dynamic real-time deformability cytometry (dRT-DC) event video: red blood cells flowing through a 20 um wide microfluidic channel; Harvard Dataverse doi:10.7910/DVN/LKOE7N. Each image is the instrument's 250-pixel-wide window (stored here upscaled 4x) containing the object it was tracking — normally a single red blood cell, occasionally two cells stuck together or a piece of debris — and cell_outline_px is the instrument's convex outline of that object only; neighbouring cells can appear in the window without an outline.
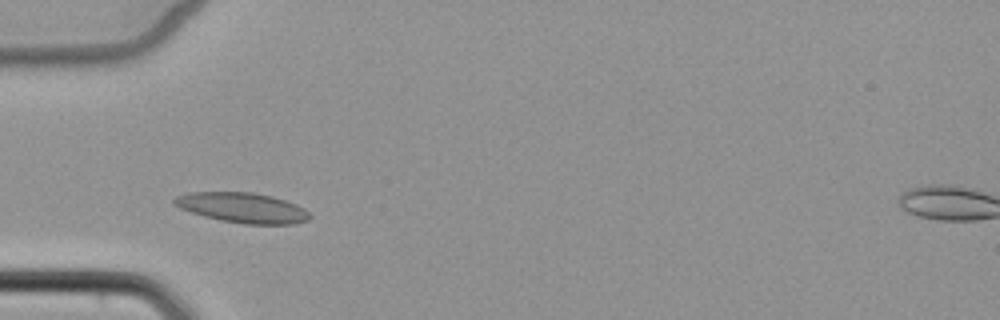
{"species": "common noctule bat (a hibernating species)", "species_latin": "Nyctalus noctula", "temperature_condition": "cold", "stored_images_in_passage": 4, "camera_frame_rate_fps": 3000, "um_per_image_px": 0.085, "animal": {"sex": "female", "body_mass_g": 22.7, "forearm_length_mm": 54.2}, "frame": {"image": 1, "passage_image": 3, "time_ms": 2.333, "image_size_px": [1000, 320], "cell_outline_px": [[312, 216], [308, 220], [292, 224], [244, 224], [220, 220], [204, 216], [180, 208], [172, 204], [172, 200], [176, 196], [188, 192], [252, 192], [272, 196], [296, 204], [304, 208]], "centroid_in_image_um": [20.6, 17.65], "position_along_channel_um": 64.4, "area_um2": 23.81}}
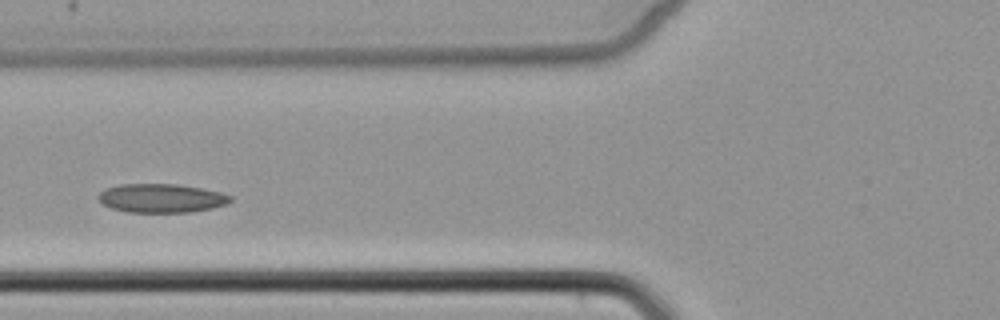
{"frame": {"image": 2, "passage_image": 4, "time_ms": 3.667, "image_size_px": [1000, 320], "cell_outline_px": [[232, 200], [228, 204], [212, 208], [192, 212], [128, 212], [112, 208], [104, 204], [100, 200], [100, 192], [104, 188], [120, 184], [176, 184], [200, 188], [220, 192], [232, 196]], "centroid_in_image_um": [13.75, 16.84], "position_along_channel_um": 112.1, "area_um2": 22.08}}